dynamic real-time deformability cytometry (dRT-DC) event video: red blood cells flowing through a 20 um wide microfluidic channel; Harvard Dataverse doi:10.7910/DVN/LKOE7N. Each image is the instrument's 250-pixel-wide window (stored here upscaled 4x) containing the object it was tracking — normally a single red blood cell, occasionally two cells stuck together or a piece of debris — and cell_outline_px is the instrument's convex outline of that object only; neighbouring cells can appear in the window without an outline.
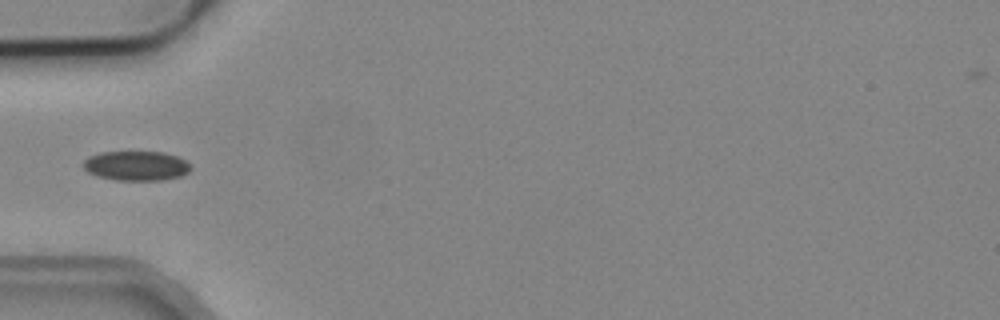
{"species": "common noctule bat (a hibernating species)", "species_latin": "Nyctalus noctula", "temperature_condition": "cold", "stored_images_in_passage": 3, "camera_frame_rate_fps": 3000, "um_per_image_px": 0.085, "animal": {"sex": "male", "body_mass_g": 19.2, "forearm_length_mm": 51.8}, "frame": {"image": 1, "passage_image": 3, "time_ms": 0.667, "image_size_px": [1000, 320], "cell_outline_px": [[192, 168], [188, 172], [180, 176], [160, 180], [116, 180], [96, 176], [88, 172], [84, 168], [84, 160], [88, 156], [100, 152], [164, 152], [176, 156], [184, 160]], "centroid_in_image_um": [11.55, 14.09], "position_along_channel_um": 73.4, "area_um2": 18.44}}